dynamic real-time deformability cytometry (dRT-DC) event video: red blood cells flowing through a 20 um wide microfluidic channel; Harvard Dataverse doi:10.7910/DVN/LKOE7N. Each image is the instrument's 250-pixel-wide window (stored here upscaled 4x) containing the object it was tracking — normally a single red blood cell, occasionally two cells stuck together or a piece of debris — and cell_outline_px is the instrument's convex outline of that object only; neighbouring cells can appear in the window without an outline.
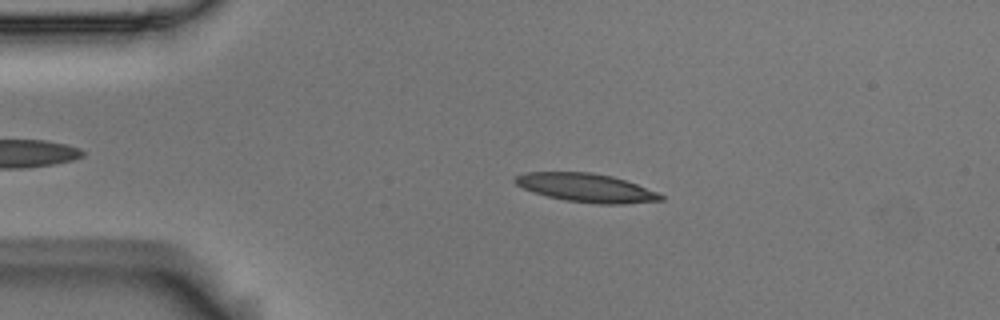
{"species": "Egyptian fruit bat (a non-hibernating species)", "species_latin": "Rousettus aegyptiacus", "temperature_condition": "room temperature", "stored_images_in_passage": 46, "camera_frame_rate_fps": 3000, "um_per_image_px": 0.085, "animal": {"sex": "male"}, "frame": {"image": 1, "passage_image": 8, "time_ms": 2.333, "image_size_px": [1000, 320], "cell_outline_px": [[664, 200], [624, 204], [600, 204], [568, 200], [548, 196], [524, 188], [516, 184], [512, 180], [516, 176], [524, 172], [592, 172], [612, 176], [636, 184], [656, 192], [664, 196]], "centroid_in_image_um": [49.84, 15.95], "position_along_channel_um": 35.2, "area_um2": 23.93}}
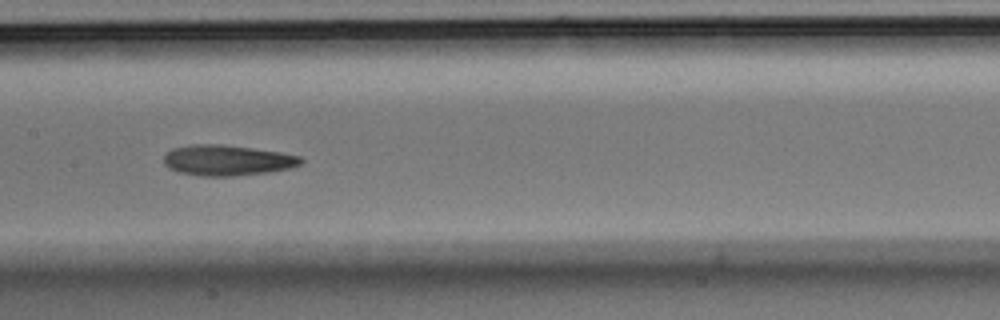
{"frame": {"image": 2, "passage_image": 24, "time_ms": 7.667, "image_size_px": [1000, 320], "cell_outline_px": [[304, 160], [300, 164], [288, 168], [268, 172], [232, 176], [200, 176], [176, 172], [168, 168], [164, 164], [164, 156], [172, 148], [192, 144], [220, 144], [252, 148], [280, 152], [300, 156]], "centroid_in_image_um": [19.27, 13.62], "position_along_channel_um": 188.1, "area_um2": 24.45}}
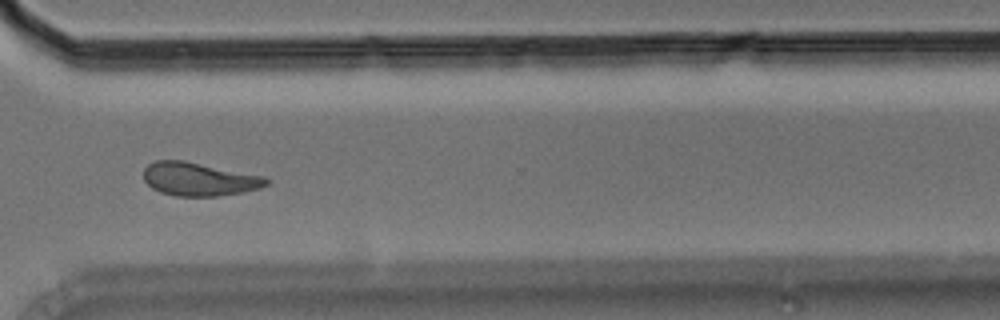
{"frame": {"image": 3, "passage_image": 38, "time_ms": 12.333, "image_size_px": [1000, 320], "cell_outline_px": [[272, 180], [268, 184], [260, 188], [244, 192], [220, 196], [176, 196], [160, 192], [152, 188], [144, 180], [144, 168], [148, 164], [156, 160], [184, 160], [264, 176]], "centroid_in_image_um": [16.94, 15.23], "position_along_channel_um": 353.7, "area_um2": 24.04}, "authors_computed_cell_mechanics": {"area_um2": 23.7269, "velocity_mm_per_s": 3.5575, "shape_relaxation_time_tau1_ms": null, "shape_relaxation_time_tau2_ms": 5.6672, "deformation_change_tau1": null, "deformation_change_tau2": 0.1451}}